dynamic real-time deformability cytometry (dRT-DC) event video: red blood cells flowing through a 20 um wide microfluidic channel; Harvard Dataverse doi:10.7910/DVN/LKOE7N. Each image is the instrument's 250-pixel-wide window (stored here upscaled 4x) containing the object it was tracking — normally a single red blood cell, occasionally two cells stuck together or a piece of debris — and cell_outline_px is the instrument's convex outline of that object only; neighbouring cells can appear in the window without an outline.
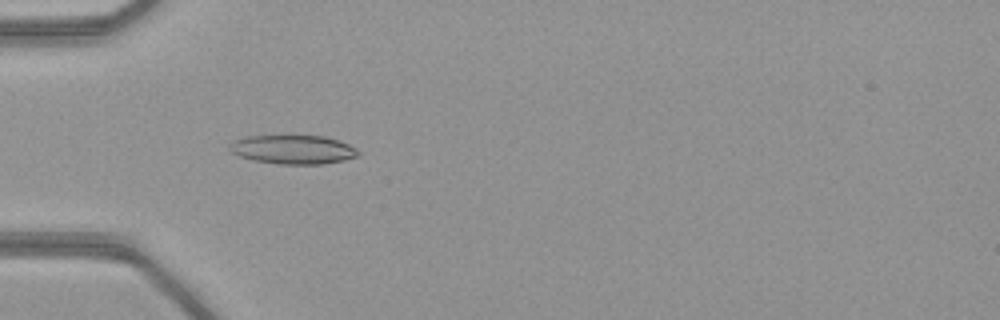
{"species": "common noctule bat (a hibernating species)", "species_latin": "Nyctalus noctula", "temperature_condition": "warm", "stored_images_in_passage": 20, "camera_frame_rate_fps": 3000, "um_per_image_px": 0.085, "animal": {"sex": "female", "body_mass_g": 21.9}, "frame": {"image": 1, "passage_image": 6, "time_ms": 1.667, "image_size_px": [1000, 320], "cell_outline_px": [[360, 156], [344, 160], [324, 164], [276, 164], [256, 160], [240, 156], [228, 152], [228, 144], [232, 140], [248, 136], [324, 136], [340, 140], [356, 148], [360, 152]], "centroid_in_image_um": [24.91, 12.71], "position_along_channel_um": 60.1, "area_um2": 21.91}}